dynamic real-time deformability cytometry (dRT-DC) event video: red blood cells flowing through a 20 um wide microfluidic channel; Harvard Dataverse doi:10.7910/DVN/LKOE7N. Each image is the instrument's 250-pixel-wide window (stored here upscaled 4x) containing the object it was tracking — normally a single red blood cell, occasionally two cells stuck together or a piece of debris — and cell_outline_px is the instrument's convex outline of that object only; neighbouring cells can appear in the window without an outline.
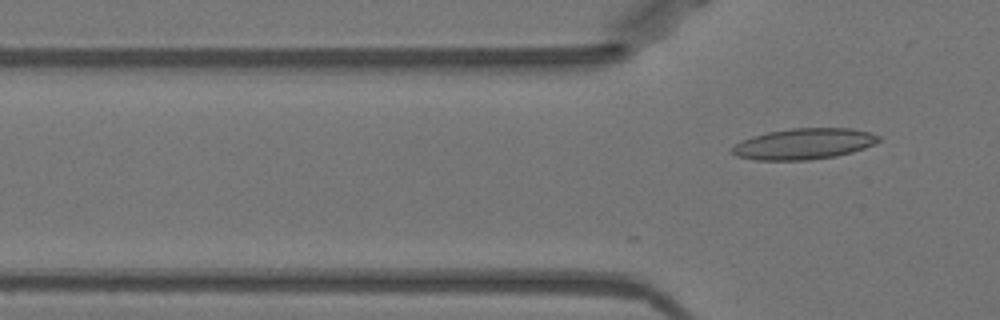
{"species": "Egyptian fruit bat (a non-hibernating species)", "species_latin": "Rousettus aegyptiacus", "temperature_condition": "warm", "stored_images_in_passage": 15, "camera_frame_rate_fps": 3000, "um_per_image_px": 0.085, "animal": {"sex": "female"}, "frame": {"image": 1, "passage_image": 15, "time_ms": 4.667, "image_size_px": [1000, 320], "cell_outline_px": [[880, 140], [876, 144], [852, 152], [836, 156], [808, 160], [756, 160], [736, 156], [728, 152], [736, 144], [752, 136], [768, 132], [792, 128], [852, 128], [868, 132], [880, 136]], "centroid_in_image_um": [68.33, 12.23], "position_along_channel_um": 57.5, "area_um2": 26.47}}